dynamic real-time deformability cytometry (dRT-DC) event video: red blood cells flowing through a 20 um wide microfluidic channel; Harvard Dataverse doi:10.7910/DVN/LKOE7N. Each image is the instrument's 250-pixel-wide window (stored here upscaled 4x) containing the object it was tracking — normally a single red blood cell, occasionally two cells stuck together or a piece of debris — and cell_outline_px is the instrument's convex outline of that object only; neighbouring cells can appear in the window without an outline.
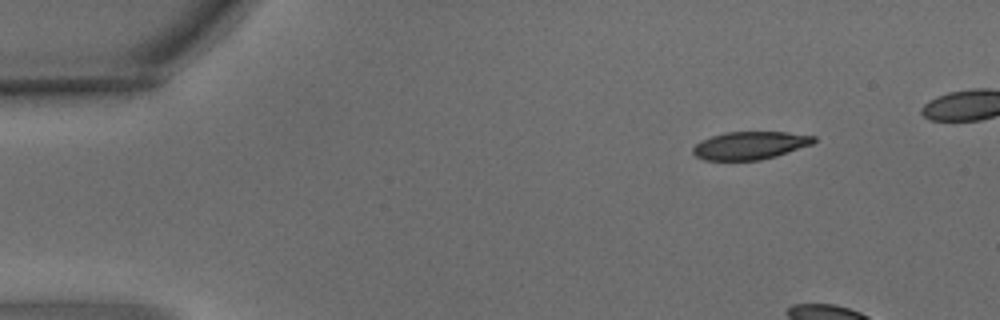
{"species": "common noctule bat (a hibernating species)", "species_latin": "Nyctalus noctula", "temperature_condition": "warm", "stored_images_in_passage": 5, "camera_frame_rate_fps": 3000, "um_per_image_px": 0.085, "animal": {"sex": "male", "body_mass_g": 15.6}, "frame": {"image": 1, "passage_image": 1, "time_ms": 0.0, "image_size_px": [1000, 320], "cell_outline_px": [[816, 140], [812, 144], [776, 156], [760, 160], [704, 160], [696, 156], [692, 152], [692, 148], [696, 144], [712, 136], [724, 132], [788, 132], [816, 136]], "centroid_in_image_um": [63.77, 12.36], "position_along_channel_um": 21.2, "area_um2": 19.54}}
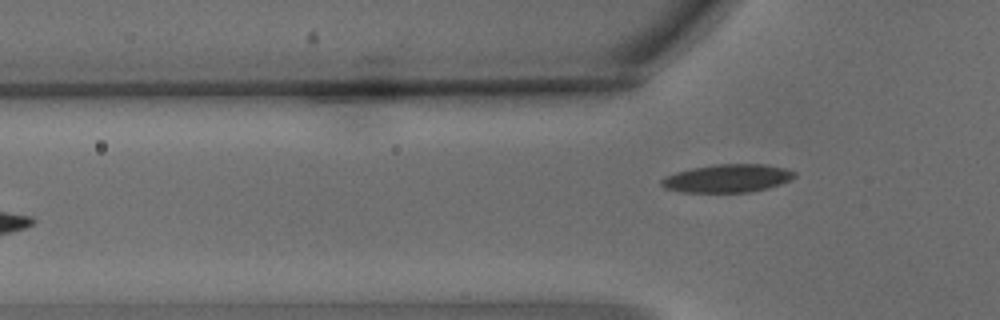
{"frame": {"image": 2, "passage_image": 5, "time_ms": 1.333, "image_size_px": [1000, 320], "cell_outline_px": [[796, 176], [780, 184], [768, 188], [748, 192], [680, 192], [664, 188], [660, 184], [660, 180], [664, 176], [676, 172], [692, 168], [716, 164], [764, 164], [784, 168], [796, 172]], "centroid_in_image_um": [61.79, 15.16], "position_along_channel_um": 64.0, "area_um2": 21.79}}